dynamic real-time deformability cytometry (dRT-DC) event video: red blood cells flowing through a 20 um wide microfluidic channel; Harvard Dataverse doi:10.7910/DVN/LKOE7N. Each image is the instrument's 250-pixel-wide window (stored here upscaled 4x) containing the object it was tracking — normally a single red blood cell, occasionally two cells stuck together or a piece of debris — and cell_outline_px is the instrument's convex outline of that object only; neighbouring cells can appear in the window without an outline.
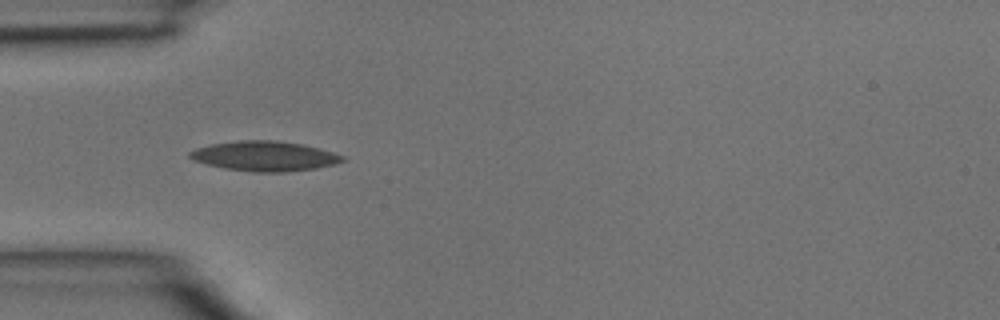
{"species": "common noctule bat (a hibernating species)", "species_latin": "Nyctalus noctula", "temperature_condition": "room temperature", "stored_images_in_passage": 3, "camera_frame_rate_fps": 3000, "um_per_image_px": 0.085, "animal": {"sex": "male", "body_mass_g": 15.6}, "frame": {"image": 1, "passage_image": 2, "time_ms": 0.333, "image_size_px": [1000, 320], "cell_outline_px": [[344, 160], [332, 164], [316, 168], [284, 172], [252, 172], [224, 168], [208, 164], [196, 160], [188, 156], [188, 152], [196, 148], [212, 144], [236, 140], [276, 140], [300, 144], [332, 152], [344, 156]], "centroid_in_image_um": [22.45, 13.26], "position_along_channel_um": 62.5, "area_um2": 26.24}}